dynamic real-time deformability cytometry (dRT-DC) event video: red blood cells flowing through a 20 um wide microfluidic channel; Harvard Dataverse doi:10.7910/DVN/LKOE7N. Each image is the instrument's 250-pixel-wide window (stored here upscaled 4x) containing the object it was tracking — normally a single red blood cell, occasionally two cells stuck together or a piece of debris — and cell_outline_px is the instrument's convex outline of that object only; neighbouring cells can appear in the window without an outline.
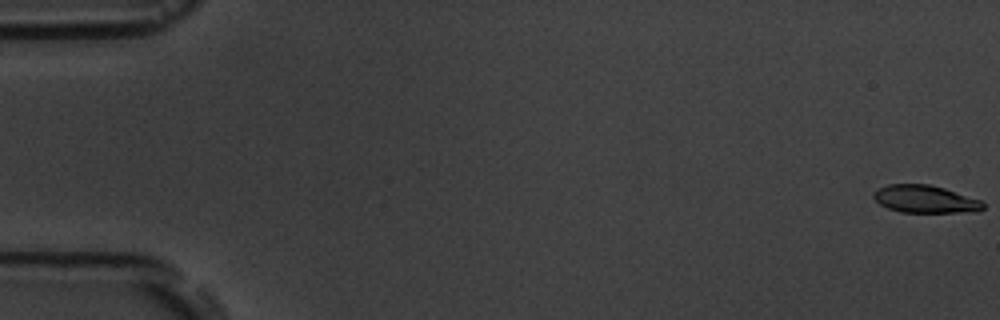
{"species": "common noctule bat (a hibernating species)", "species_latin": "Nyctalus noctula", "temperature_condition": "room temperature", "stored_images_in_passage": 8, "camera_frame_rate_fps": 3000, "um_per_image_px": 0.085, "animal": {"sex": "male", "body_mass_g": 19.5, "forearm_length_mm": 54.6}, "frame": {"image": 1, "passage_image": 1, "time_ms": 0.0, "image_size_px": [1000, 320], "cell_outline_px": [[984, 208], [980, 212], [900, 212], [888, 208], [880, 204], [872, 196], [872, 192], [888, 184], [928, 184], [944, 188], [980, 200], [984, 204]], "centroid_in_image_um": [78.64, 16.93], "position_along_channel_um": 6.4, "area_um2": 17.57}}
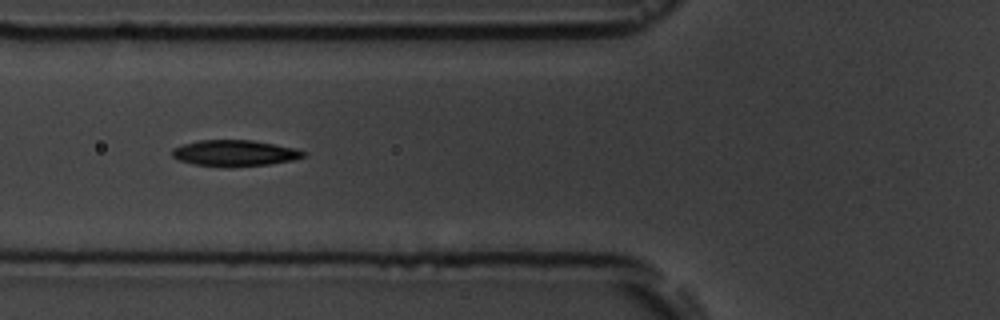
{"frame": {"image": 2, "passage_image": 7, "time_ms": 7.0, "image_size_px": [1000, 320], "cell_outline_px": [[308, 152], [304, 156], [292, 160], [268, 164], [232, 168], [224, 168], [196, 164], [180, 160], [172, 156], [172, 148], [184, 144], [200, 140], [252, 140], [296, 148]], "centroid_in_image_um": [19.96, 13.02], "position_along_channel_um": 105.8, "area_um2": 20.11}}
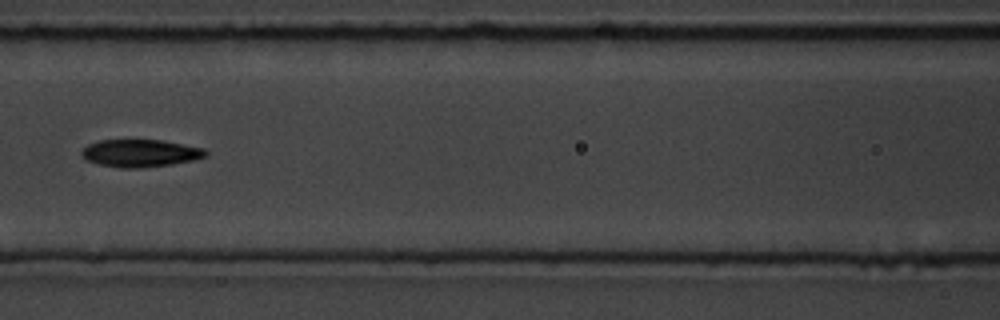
{"frame": {"image": 3, "passage_image": 8, "time_ms": 8.333, "image_size_px": [1000, 320], "cell_outline_px": [[208, 156], [196, 160], [172, 164], [140, 168], [120, 168], [100, 164], [88, 160], [80, 152], [88, 144], [100, 140], [160, 140], [204, 148], [208, 152]], "centroid_in_image_um": [11.98, 13.02], "position_along_channel_um": 154.6, "area_um2": 19.83}}